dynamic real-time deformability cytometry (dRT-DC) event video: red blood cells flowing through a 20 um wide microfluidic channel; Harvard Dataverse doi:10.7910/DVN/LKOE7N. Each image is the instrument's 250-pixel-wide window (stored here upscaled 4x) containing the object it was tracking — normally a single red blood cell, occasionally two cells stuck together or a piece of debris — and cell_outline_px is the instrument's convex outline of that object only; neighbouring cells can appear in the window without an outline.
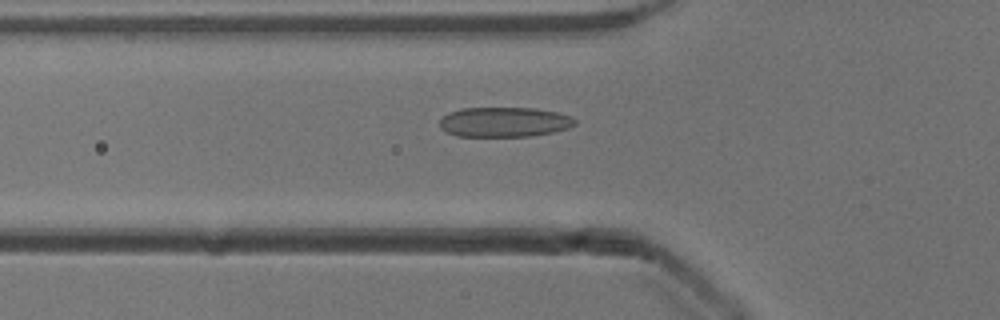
{"species": "common noctule bat (a hibernating species)", "species_latin": "Nyctalus noctula", "temperature_condition": "cold", "stored_images_in_passage": 52, "camera_frame_rate_fps": 3000, "um_per_image_px": 0.085, "animal": {"sex": "male", "body_mass_g": 13.3}, "frame": {"image": 1, "passage_image": 18, "time_ms": 5.667, "image_size_px": [1000, 320], "cell_outline_px": [[576, 124], [568, 128], [552, 132], [532, 136], [456, 136], [444, 132], [440, 128], [440, 120], [448, 112], [460, 108], [536, 108], [556, 112], [572, 116], [576, 120]], "centroid_in_image_um": [42.84, 10.37], "position_along_channel_um": 83.0, "area_um2": 23.7}}
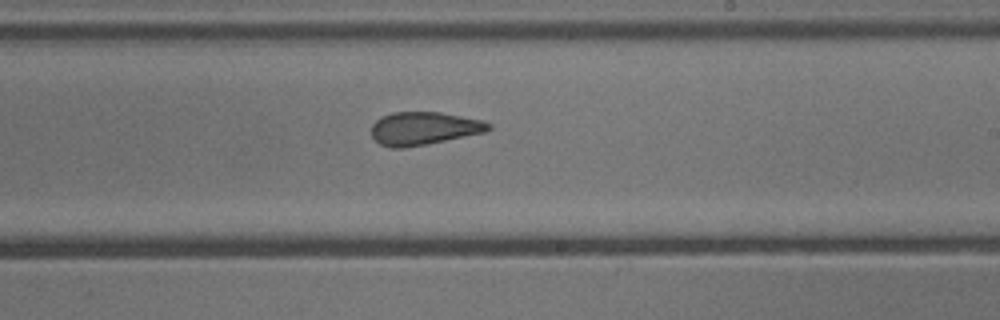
{"frame": {"image": 2, "passage_image": 31, "time_ms": 10.0, "image_size_px": [1000, 320], "cell_outline_px": [[492, 128], [484, 132], [404, 148], [392, 148], [380, 144], [372, 136], [372, 124], [380, 116], [392, 112], [440, 112], [484, 120], [492, 124]], "centroid_in_image_um": [36.01, 10.89], "position_along_channel_um": 253.0, "area_um2": 22.43}}
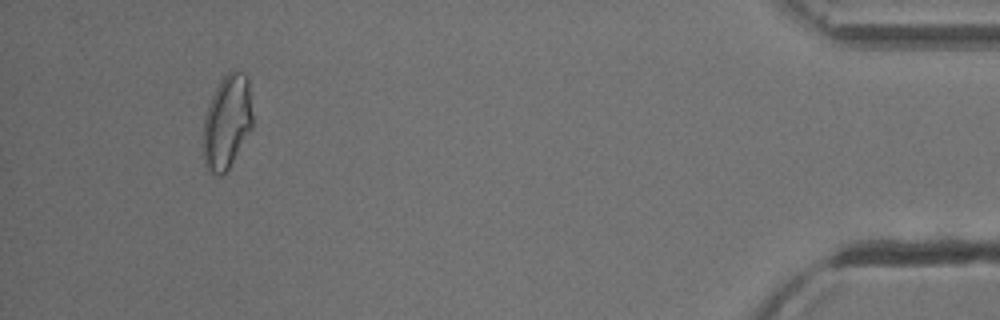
{"frame": {"image": 3, "passage_image": 49, "time_ms": 16.0, "image_size_px": [1000, 320], "cell_outline_px": [[252, 128], [228, 172], [224, 176], [220, 176], [212, 172], [204, 164], [204, 116], [208, 104], [220, 80], [232, 68], [236, 68], [244, 72], [248, 76], [252, 116]], "centroid_in_image_um": [19.31, 10.35], "position_along_channel_um": 415.9, "area_um2": 27.4}, "authors_computed_cell_mechanics": {"area_um2": 24.1604, "velocity_mm_per_s": 3.9, "shape_relaxation_time_tau1_ms": 5.0261, "shape_relaxation_time_tau2_ms": 1.4399, "deformation_change_tau1": 0.1253, "deformation_change_tau2": 0.0855}}